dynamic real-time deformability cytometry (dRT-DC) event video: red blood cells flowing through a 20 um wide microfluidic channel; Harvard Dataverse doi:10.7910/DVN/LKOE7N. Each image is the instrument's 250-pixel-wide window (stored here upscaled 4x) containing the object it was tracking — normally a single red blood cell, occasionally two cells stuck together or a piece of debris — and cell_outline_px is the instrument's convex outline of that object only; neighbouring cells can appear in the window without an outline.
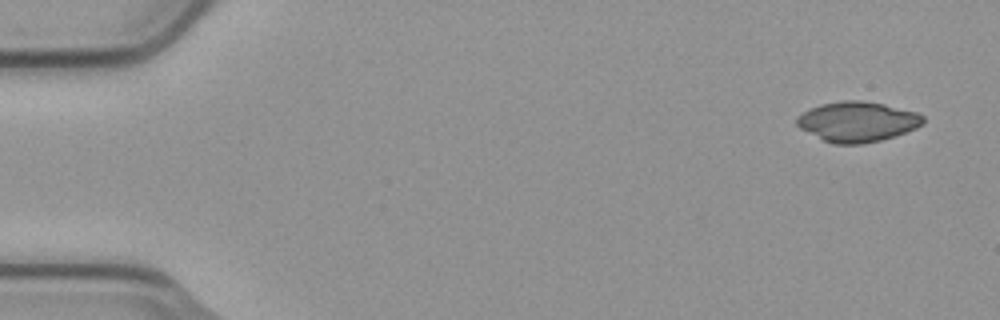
{"species": "common noctule bat (a hibernating species)", "species_latin": "Nyctalus noctula", "temperature_condition": "cold", "stored_images_in_passage": 4, "camera_frame_rate_fps": 3000, "um_per_image_px": 0.085, "animal": {"sex": "male", "body_mass_g": 23.1, "forearm_length_mm": 52.7}, "frame": {"image": 1, "passage_image": 1, "time_ms": 0.0, "image_size_px": [1000, 320], "cell_outline_px": [[924, 120], [916, 128], [896, 136], [864, 144], [836, 144], [824, 140], [800, 128], [796, 124], [796, 116], [820, 104], [844, 100], [860, 100], [884, 104], [916, 112], [924, 116]], "centroid_in_image_um": [72.88, 10.34], "position_along_channel_um": 12.1, "area_um2": 29.36}}